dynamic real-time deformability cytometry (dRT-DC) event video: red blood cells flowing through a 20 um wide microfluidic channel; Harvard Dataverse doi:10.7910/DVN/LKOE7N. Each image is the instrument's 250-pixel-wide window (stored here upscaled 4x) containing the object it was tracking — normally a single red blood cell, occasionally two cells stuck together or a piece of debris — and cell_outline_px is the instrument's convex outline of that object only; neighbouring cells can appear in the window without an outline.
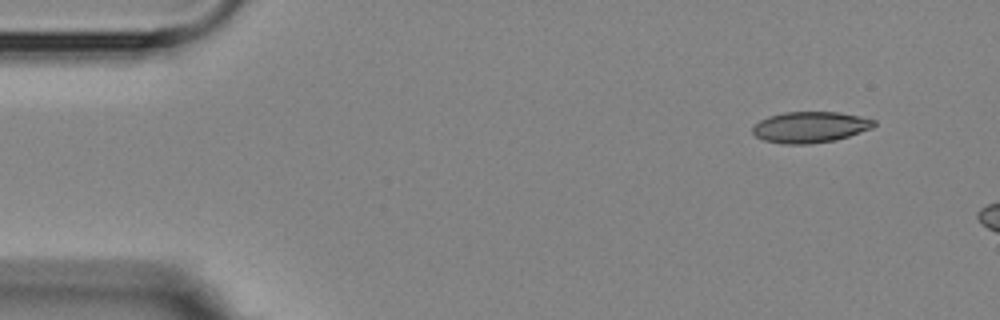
{"species": "Egyptian fruit bat (a non-hibernating species)", "species_latin": "Rousettus aegyptiacus", "temperature_condition": "room temperature", "stored_images_in_passage": 4, "camera_frame_rate_fps": 3000, "um_per_image_px": 0.085, "animal": {"sex": "female"}, "frame": {"image": 1, "passage_image": 1, "time_ms": 0.0, "image_size_px": [1000, 320], "cell_outline_px": [[876, 124], [872, 128], [836, 140], [808, 144], [784, 144], [764, 140], [756, 136], [752, 132], [752, 128], [760, 120], [768, 116], [784, 112], [840, 112], [860, 116], [876, 120]], "centroid_in_image_um": [68.87, 10.8], "position_along_channel_um": 16.1, "area_um2": 21.96}}